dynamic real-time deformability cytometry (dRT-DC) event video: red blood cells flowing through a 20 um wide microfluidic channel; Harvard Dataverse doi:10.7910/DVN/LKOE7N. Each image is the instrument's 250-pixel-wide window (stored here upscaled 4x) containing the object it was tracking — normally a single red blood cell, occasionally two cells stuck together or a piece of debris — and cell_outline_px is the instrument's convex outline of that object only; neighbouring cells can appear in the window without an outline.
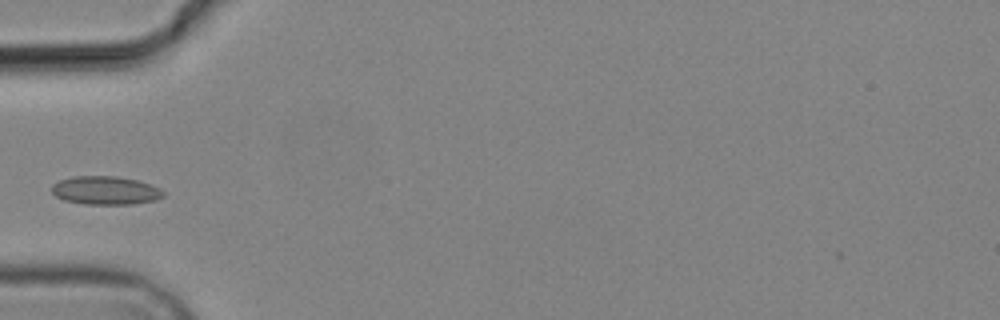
{"species": "common noctule bat (a hibernating species)", "species_latin": "Nyctalus noctula", "temperature_condition": "cold", "stored_images_in_passage": 3, "camera_frame_rate_fps": 3000, "um_per_image_px": 0.085, "animal": {"sex": "male", "body_mass_g": 19.2, "forearm_length_mm": 51.8}, "frame": {"image": 1, "passage_image": 2, "time_ms": 2.0, "image_size_px": [1000, 320], "cell_outline_px": [[164, 196], [152, 200], [132, 204], [84, 204], [64, 200], [56, 196], [52, 192], [52, 184], [60, 180], [72, 176], [116, 176], [136, 180], [160, 188], [164, 192]], "centroid_in_image_um": [8.93, 16.18], "position_along_channel_um": 76.1, "area_um2": 18.32}}
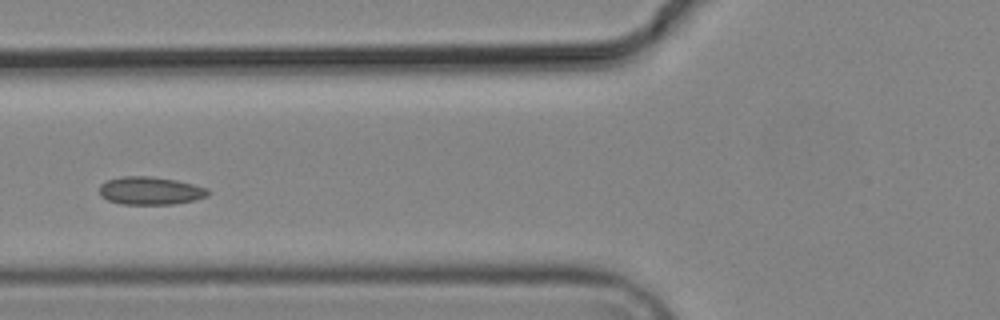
{"frame": {"image": 2, "passage_image": 3, "time_ms": 3.0, "image_size_px": [1000, 320], "cell_outline_px": [[212, 192], [208, 196], [196, 200], [172, 204], [120, 204], [108, 200], [100, 196], [100, 184], [108, 180], [120, 176], [152, 176], [176, 180], [208, 188]], "centroid_in_image_um": [12.8, 16.21], "position_along_channel_um": 113.0, "area_um2": 17.86}}